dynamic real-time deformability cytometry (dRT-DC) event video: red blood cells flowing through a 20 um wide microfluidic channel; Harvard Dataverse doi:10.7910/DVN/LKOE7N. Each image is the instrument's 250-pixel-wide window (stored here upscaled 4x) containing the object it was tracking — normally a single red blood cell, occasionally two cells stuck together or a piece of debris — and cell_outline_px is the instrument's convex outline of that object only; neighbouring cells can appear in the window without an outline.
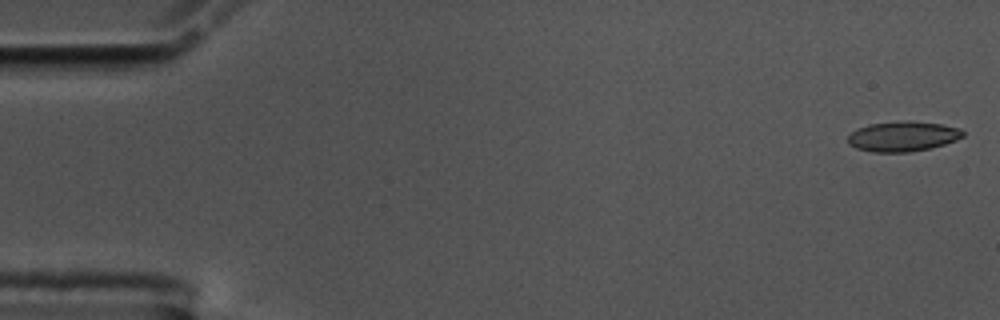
{"species": "common noctule bat (a hibernating species)", "species_latin": "Nyctalus noctula", "temperature_condition": "cold", "stored_images_in_passage": 11, "camera_frame_rate_fps": 3000, "um_per_image_px": 0.085, "animal": {"sex": "male", "body_mass_g": 17.5, "forearm_length_mm": 52.3}, "frame": {"image": 1, "passage_image": 1, "time_ms": 0.0, "image_size_px": [1000, 320], "cell_outline_px": [[964, 136], [956, 140], [944, 144], [928, 148], [908, 152], [872, 152], [856, 148], [848, 144], [848, 136], [856, 128], [868, 124], [900, 120], [940, 124], [960, 128], [964, 132]], "centroid_in_image_um": [76.7, 11.58], "position_along_channel_um": 8.3, "area_um2": 20.17}}